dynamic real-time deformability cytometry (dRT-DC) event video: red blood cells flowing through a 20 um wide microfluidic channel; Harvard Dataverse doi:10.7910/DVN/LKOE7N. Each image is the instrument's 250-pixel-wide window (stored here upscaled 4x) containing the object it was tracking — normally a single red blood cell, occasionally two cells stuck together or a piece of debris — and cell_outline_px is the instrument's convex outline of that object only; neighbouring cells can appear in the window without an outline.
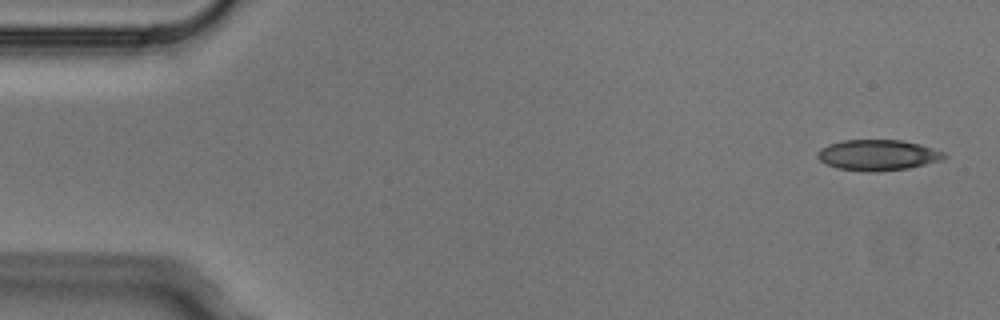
{"species": "Egyptian fruit bat (a non-hibernating species)", "species_latin": "Rousettus aegyptiacus", "temperature_condition": "cold", "stored_images_in_passage": 4, "camera_frame_rate_fps": 3000, "um_per_image_px": 0.085, "animal": {"sex": "male"}, "frame": {"image": 1, "passage_image": 1, "time_ms": 0.0, "image_size_px": [1000, 320], "cell_outline_px": [[948, 156], [940, 160], [908, 168], [876, 172], [868, 172], [836, 168], [820, 160], [816, 156], [816, 152], [820, 148], [828, 144], [844, 140], [900, 140], [920, 144], [944, 152]], "centroid_in_image_um": [74.58, 13.18], "position_along_channel_um": 10.4, "area_um2": 22.66}}
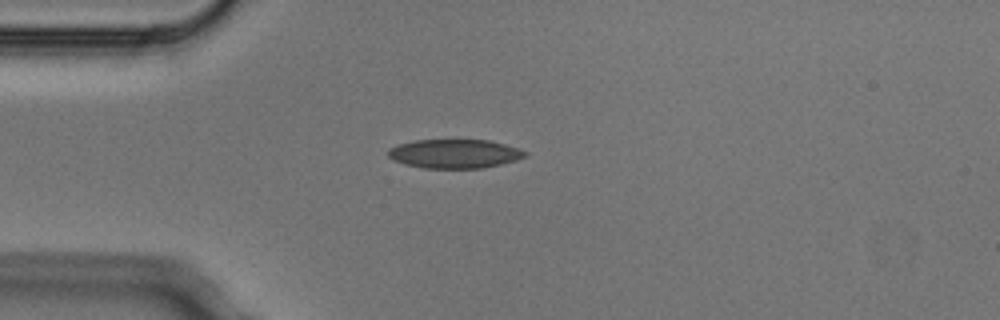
{"frame": {"image": 2, "passage_image": 4, "time_ms": 1.0, "image_size_px": [1000, 320], "cell_outline_px": [[528, 152], [524, 156], [516, 160], [500, 164], [480, 168], [424, 168], [404, 164], [388, 156], [388, 148], [400, 144], [416, 140], [488, 140], [520, 148]], "centroid_in_image_um": [38.64, 13.06], "position_along_channel_um": 46.4, "area_um2": 22.89}}